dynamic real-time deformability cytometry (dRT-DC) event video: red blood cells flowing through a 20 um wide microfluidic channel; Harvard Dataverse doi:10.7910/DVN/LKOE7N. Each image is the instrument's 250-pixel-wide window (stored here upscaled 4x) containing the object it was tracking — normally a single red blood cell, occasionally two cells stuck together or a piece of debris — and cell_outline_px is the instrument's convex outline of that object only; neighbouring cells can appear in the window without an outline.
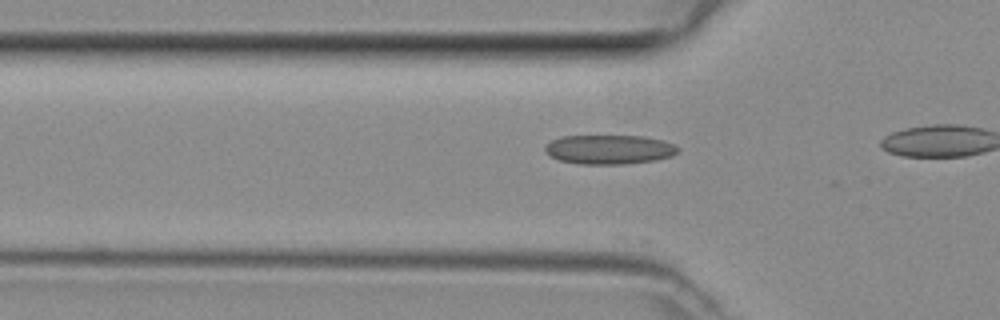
{"species": "common noctule bat (a hibernating species)", "species_latin": "Nyctalus noctula", "temperature_condition": "room temperature", "stored_images_in_passage": 19, "camera_frame_rate_fps": 3000, "um_per_image_px": 0.085, "animal": {"sex": "female", "body_mass_g": 29.2, "forearm_length_mm": 56.3}, "frame": {"image": 1, "passage_image": 17, "time_ms": 5.333, "image_size_px": [1000, 320], "cell_outline_px": [[680, 148], [672, 156], [656, 160], [624, 164], [576, 164], [560, 160], [548, 156], [544, 152], [544, 144], [560, 136], [644, 136], [664, 140], [676, 144]], "centroid_in_image_um": [51.76, 12.7], "position_along_channel_um": 74.0, "area_um2": 23.06}}